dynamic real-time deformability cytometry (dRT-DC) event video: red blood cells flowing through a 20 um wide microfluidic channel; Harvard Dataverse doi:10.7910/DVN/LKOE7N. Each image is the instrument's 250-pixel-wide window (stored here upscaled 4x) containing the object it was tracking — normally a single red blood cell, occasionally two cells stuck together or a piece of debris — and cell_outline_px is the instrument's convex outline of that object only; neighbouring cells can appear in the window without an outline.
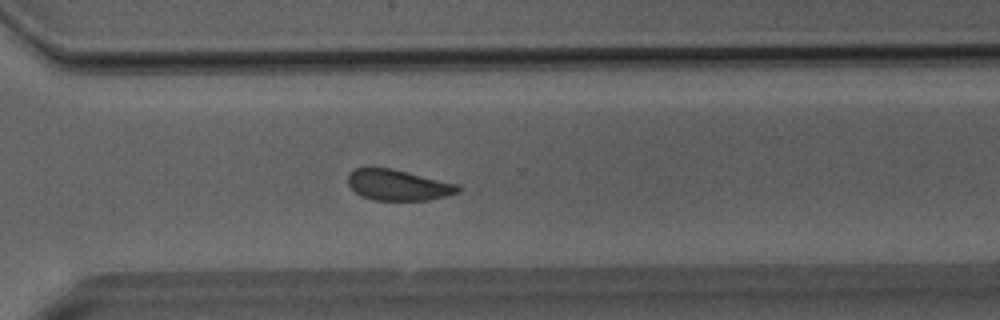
{"species": "Egyptian fruit bat (a non-hibernating species)", "species_latin": "Rousettus aegyptiacus", "temperature_condition": "room temperature", "stored_images_in_passage": 39, "camera_frame_rate_fps": 3000, "um_per_image_px": 0.085, "animal": {"sex": "male"}, "frame": {"image": 1, "passage_image": 28, "time_ms": 9.0, "image_size_px": [1000, 320], "cell_outline_px": [[460, 192], [448, 196], [428, 200], [372, 200], [360, 196], [348, 184], [348, 172], [356, 168], [372, 164], [392, 168], [460, 184]], "centroid_in_image_um": [33.82, 15.69], "position_along_channel_um": 336.8, "area_um2": 20.52}}
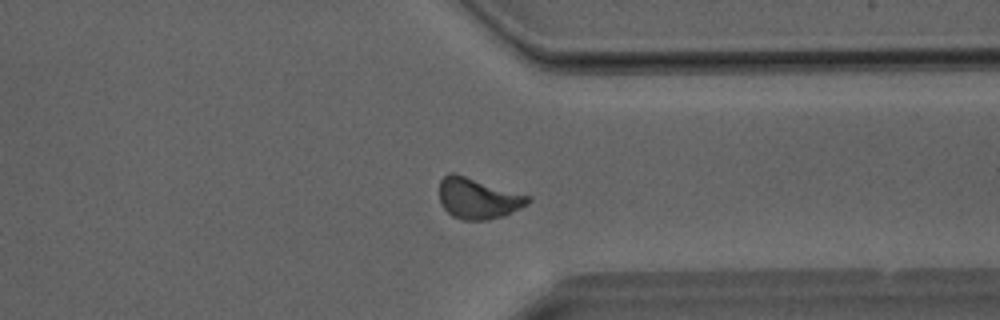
{"frame": {"image": 2, "passage_image": 30, "time_ms": 9.667, "image_size_px": [1000, 320], "cell_outline_px": [[532, 200], [528, 204], [504, 216], [488, 220], [460, 220], [452, 216], [440, 204], [440, 180], [448, 172], [456, 172], [532, 196]], "centroid_in_image_um": [40.65, 16.84], "position_along_channel_um": 370.8, "area_um2": 21.62}}
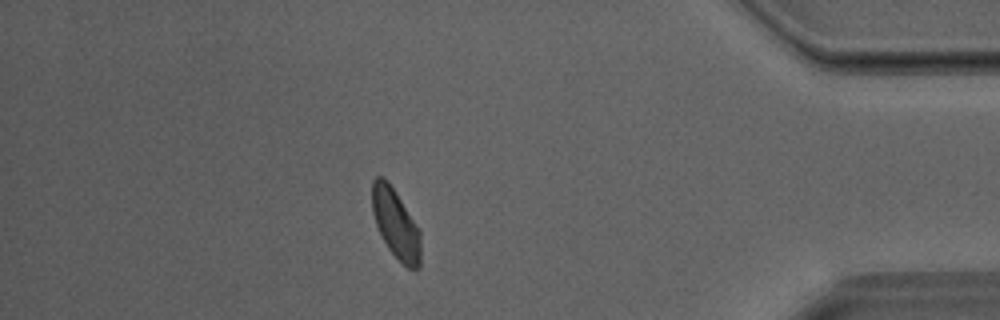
{"frame": {"image": 3, "passage_image": 34, "time_ms": 11.0, "image_size_px": [1000, 320], "cell_outline_px": [[420, 268], [416, 272], [408, 268], [388, 248], [376, 224], [372, 212], [372, 180], [376, 176], [384, 176], [388, 180], [420, 228]], "centroid_in_image_um": [33.65, 19.0], "position_along_channel_um": 401.5, "area_um2": 19.83}}